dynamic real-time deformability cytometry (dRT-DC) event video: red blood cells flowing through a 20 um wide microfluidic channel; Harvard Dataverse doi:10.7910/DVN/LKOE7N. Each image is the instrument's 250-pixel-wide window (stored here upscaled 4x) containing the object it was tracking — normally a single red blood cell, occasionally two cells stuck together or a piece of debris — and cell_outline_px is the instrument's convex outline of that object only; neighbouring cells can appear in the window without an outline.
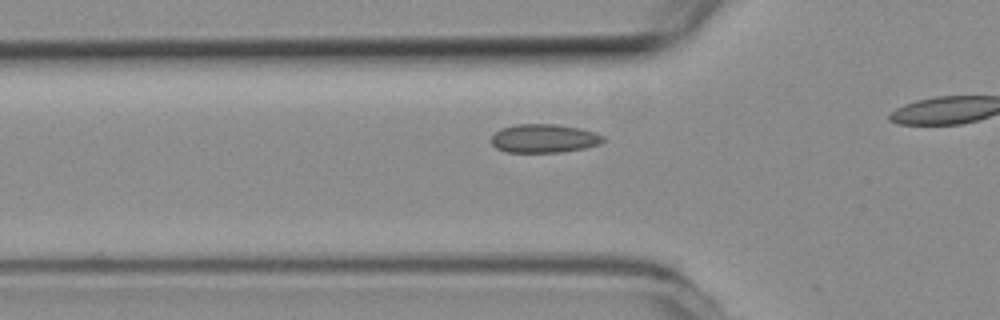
{"species": "common noctule bat (a hibernating species)", "species_latin": "Nyctalus noctula", "temperature_condition": "room temperature", "stored_images_in_passage": 8, "camera_frame_rate_fps": 3000, "um_per_image_px": 0.085, "animal": {"sex": "female", "body_mass_g": 19.3, "forearm_length_mm": 54.1}, "frame": {"image": 1, "passage_image": 3, "time_ms": 0.667, "image_size_px": [1000, 320], "cell_outline_px": [[604, 140], [600, 144], [584, 148], [560, 152], [504, 152], [496, 148], [492, 144], [492, 136], [500, 128], [516, 124], [556, 124], [580, 128], [596, 132], [604, 136]], "centroid_in_image_um": [46.24, 11.76], "position_along_channel_um": 79.6, "area_um2": 18.73}}
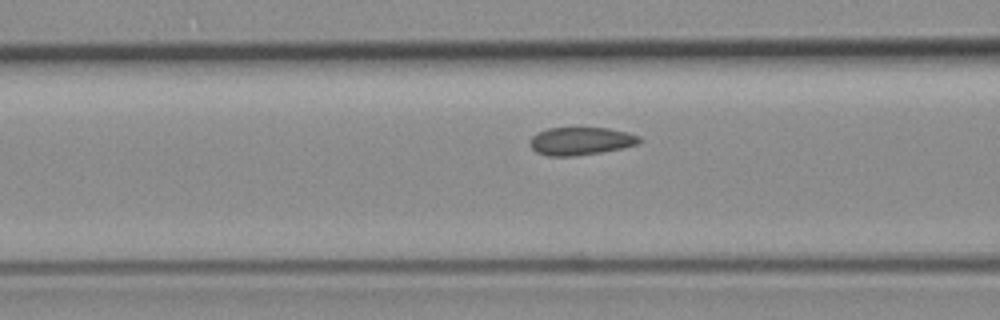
{"frame": {"image": 2, "passage_image": 6, "time_ms": 1.667, "image_size_px": [1000, 320], "cell_outline_px": [[644, 140], [636, 144], [620, 148], [600, 152], [576, 156], [548, 156], [536, 152], [532, 148], [532, 136], [548, 128], [608, 128], [628, 132], [640, 136]], "centroid_in_image_um": [49.4, 11.99], "position_along_channel_um": 117.2, "area_um2": 17.57}}